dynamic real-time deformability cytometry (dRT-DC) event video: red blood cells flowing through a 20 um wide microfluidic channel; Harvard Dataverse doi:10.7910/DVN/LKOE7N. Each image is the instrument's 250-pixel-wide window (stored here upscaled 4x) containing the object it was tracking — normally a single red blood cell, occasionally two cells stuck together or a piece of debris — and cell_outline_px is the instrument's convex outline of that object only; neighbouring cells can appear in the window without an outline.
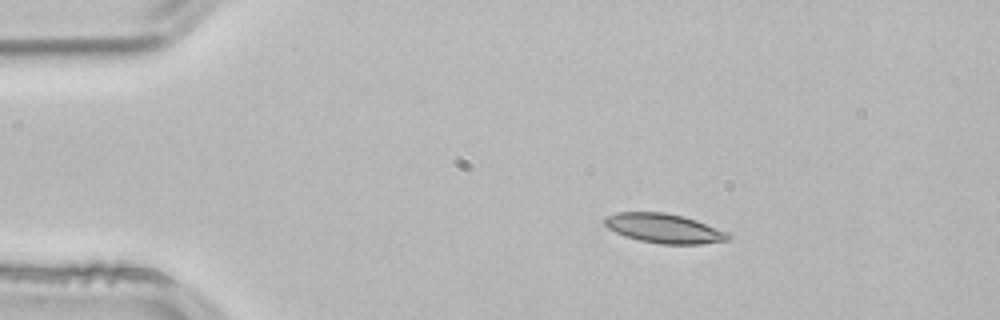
{"species": "common noctule bat (a hibernating species)", "species_latin": "Nyctalus noctula", "temperature_condition": "room temperature", "stored_images_in_passage": 2, "camera_frame_rate_fps": 3000, "um_per_image_px": 0.085, "animal": {"sex": "male", "body_mass_g": 21.5, "forearm_length_mm": 52.0}, "frame": {"image": 1, "passage_image": 1, "time_ms": 0.0, "image_size_px": [1000, 320], "cell_outline_px": [[732, 236], [728, 240], [700, 244], [660, 244], [640, 240], [624, 236], [608, 228], [604, 224], [604, 220], [608, 216], [616, 212], [664, 212], [684, 216], [696, 220], [728, 232]], "centroid_in_image_um": [56.46, 19.41], "position_along_channel_um": 28.5, "area_um2": 21.15}}